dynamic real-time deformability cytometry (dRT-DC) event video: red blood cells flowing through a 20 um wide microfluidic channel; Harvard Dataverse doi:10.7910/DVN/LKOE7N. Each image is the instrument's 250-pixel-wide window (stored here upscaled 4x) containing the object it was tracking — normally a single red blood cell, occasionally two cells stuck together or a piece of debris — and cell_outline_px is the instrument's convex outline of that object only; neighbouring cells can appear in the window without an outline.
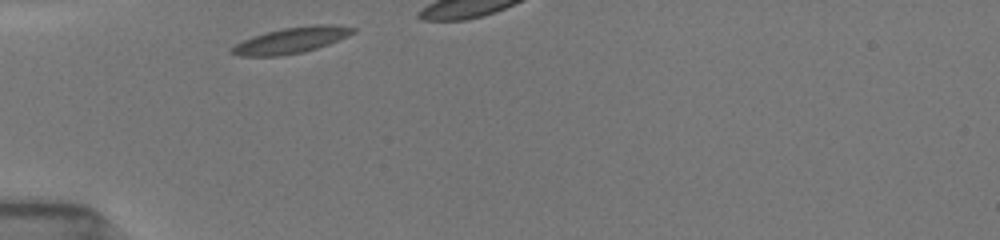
{"species": "common noctule bat (a hibernating species)", "species_latin": "Nyctalus noctula", "temperature_condition": "room temperature", "stored_images_in_passage": 12, "camera_frame_rate_fps": 3000, "um_per_image_px": 0.085, "animal": {"sex": "female", "body_mass_g": 19.5, "forearm_length_mm": 54.1}, "frame": {"image": 1, "passage_image": 1, "time_ms": 0.0, "image_size_px": [1000, 240], "cell_outline_px": [[356, 32], [348, 36], [328, 44], [304, 52], [280, 56], [240, 56], [228, 52], [236, 44], [252, 36], [264, 32], [284, 28], [312, 24], [332, 24], [356, 28]], "centroid_in_image_um": [24.77, 3.42], "position_along_channel_um": 60.2, "area_um2": 18.38}}
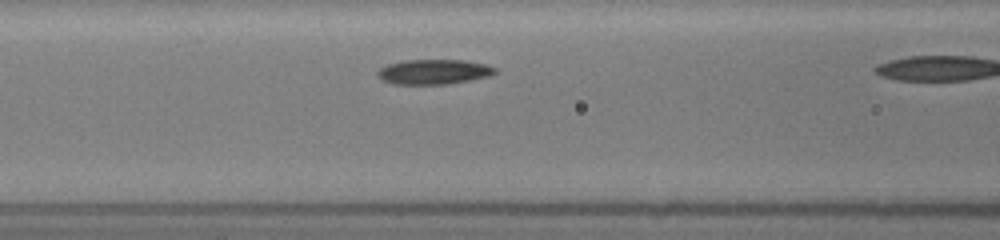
{"frame": {"image": 2, "passage_image": 6, "time_ms": 2.0, "image_size_px": [1000, 240], "cell_outline_px": [[496, 72], [492, 76], [448, 84], [392, 84], [376, 76], [376, 72], [380, 68], [388, 64], [404, 60], [464, 60], [484, 64], [496, 68]], "centroid_in_image_um": [36.86, 6.11], "position_along_channel_um": 129.7, "area_um2": 17.11}}